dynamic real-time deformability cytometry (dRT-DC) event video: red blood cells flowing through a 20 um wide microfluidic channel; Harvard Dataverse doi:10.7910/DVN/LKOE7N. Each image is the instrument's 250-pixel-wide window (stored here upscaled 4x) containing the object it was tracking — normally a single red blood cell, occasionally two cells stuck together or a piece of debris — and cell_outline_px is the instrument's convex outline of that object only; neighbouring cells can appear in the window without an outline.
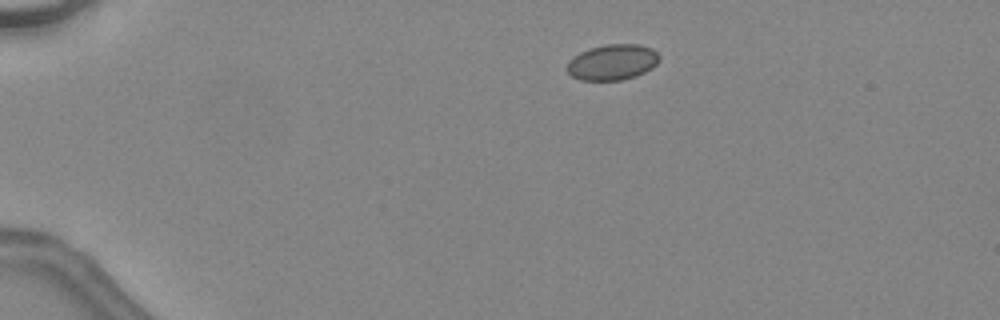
{"species": "common noctule bat (a hibernating species)", "species_latin": "Nyctalus noctula", "temperature_condition": "warm", "stored_images_in_passage": 29, "camera_frame_rate_fps": 3000, "um_per_image_px": 0.085, "animal": {"sex": "female", "body_mass_g": 24.6, "forearm_length_mm": 56.2}, "frame": {"image": 1, "passage_image": 8, "time_ms": 2.333, "image_size_px": [1000, 320], "cell_outline_px": [[660, 60], [652, 68], [636, 76], [620, 80], [580, 80], [572, 76], [568, 72], [568, 60], [572, 56], [588, 48], [604, 44], [636, 44], [652, 48], [660, 56]], "centroid_in_image_um": [52.05, 5.27], "position_along_channel_um": 32.9, "area_um2": 19.31}}
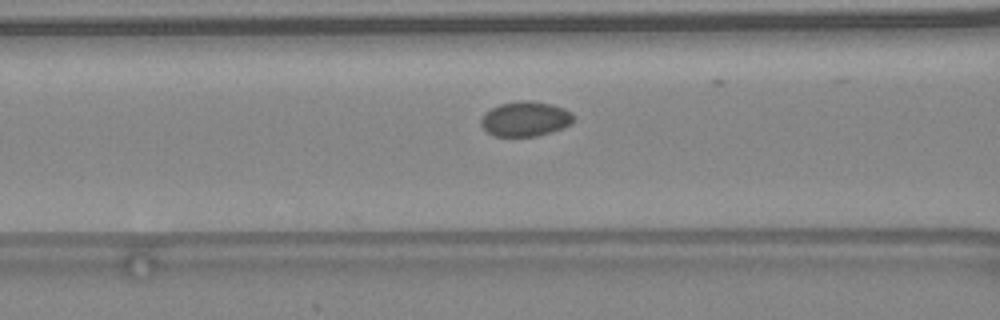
{"frame": {"image": 2, "passage_image": 19, "time_ms": 6.0, "image_size_px": [1000, 320], "cell_outline_px": [[576, 116], [568, 124], [552, 132], [536, 136], [496, 136], [488, 132], [480, 124], [480, 120], [484, 112], [500, 104], [520, 100], [528, 100], [552, 104], [564, 108], [572, 112]], "centroid_in_image_um": [44.64, 10.09], "position_along_channel_um": 122.0, "area_um2": 18.79}}
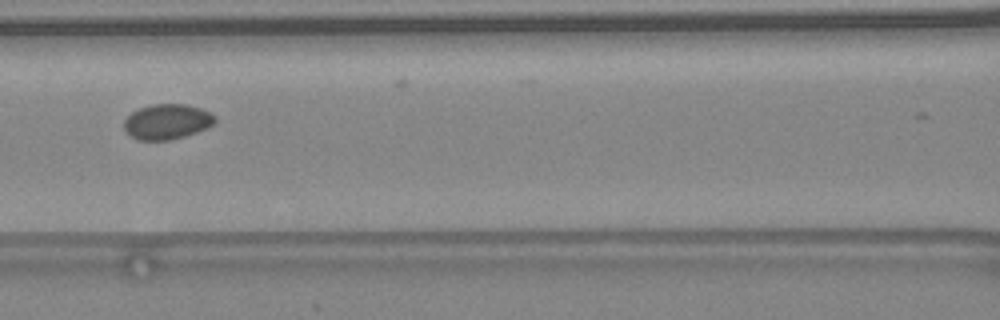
{"frame": {"image": 3, "passage_image": 21, "time_ms": 6.667, "image_size_px": [1000, 320], "cell_outline_px": [[216, 120], [212, 124], [196, 132], [184, 136], [168, 140], [136, 140], [124, 128], [124, 120], [132, 112], [140, 108], [152, 104], [188, 104], [200, 108], [216, 116]], "centroid_in_image_um": [14.19, 10.33], "position_along_channel_um": 152.4, "area_um2": 18.44}}